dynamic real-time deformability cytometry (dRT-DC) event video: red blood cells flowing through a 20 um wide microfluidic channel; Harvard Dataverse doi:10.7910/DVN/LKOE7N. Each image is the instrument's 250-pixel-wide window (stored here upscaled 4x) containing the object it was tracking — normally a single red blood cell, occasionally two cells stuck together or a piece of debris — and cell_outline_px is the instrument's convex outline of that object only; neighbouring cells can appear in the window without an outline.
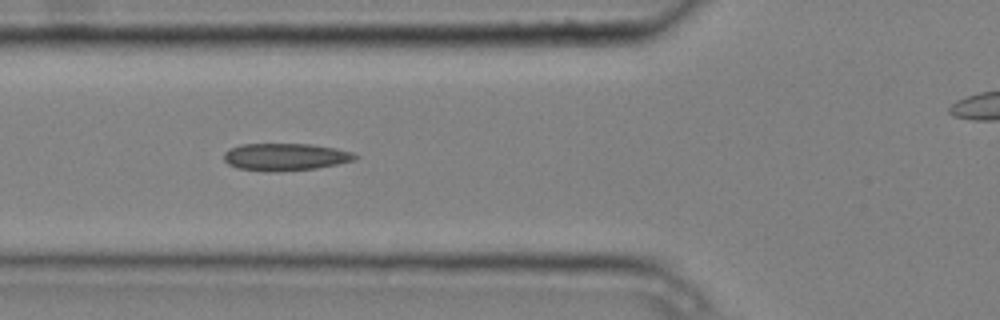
{"species": "common noctule bat (a hibernating species)", "species_latin": "Nyctalus noctula", "temperature_condition": "cold", "stored_images_in_passage": 6, "camera_frame_rate_fps": 3000, "um_per_image_px": 0.085, "animal": {"sex": "male", "body_mass_g": 20.4}, "frame": {"image": 1, "passage_image": 2, "time_ms": 0.333, "image_size_px": [1000, 320], "cell_outline_px": [[360, 156], [356, 160], [316, 168], [276, 172], [272, 172], [236, 168], [228, 164], [224, 160], [224, 152], [228, 148], [240, 144], [312, 144], [336, 148], [352, 152]], "centroid_in_image_um": [24.24, 13.33], "position_along_channel_um": 101.6, "area_um2": 21.1}}
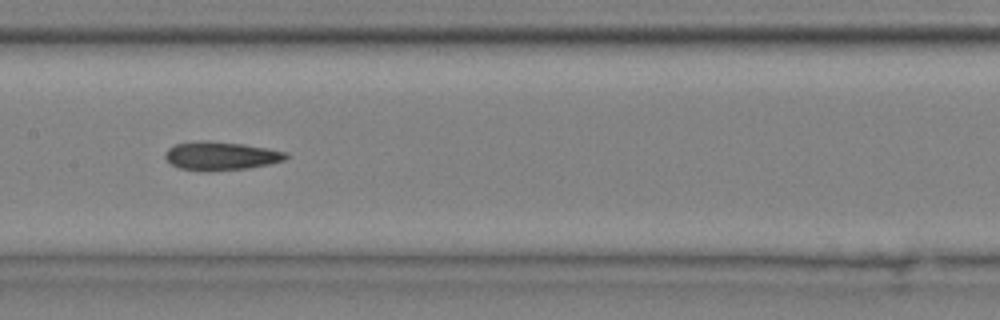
{"frame": {"image": 2, "passage_image": 4, "time_ms": 1.0, "image_size_px": [1000, 320], "cell_outline_px": [[292, 156], [284, 160], [268, 164], [248, 168], [212, 172], [180, 168], [172, 164], [164, 156], [164, 152], [168, 148], [176, 144], [196, 140], [208, 140], [244, 144], [268, 148], [288, 152]], "centroid_in_image_um": [18.8, 13.24], "position_along_channel_um": 188.6, "area_um2": 20.4}}
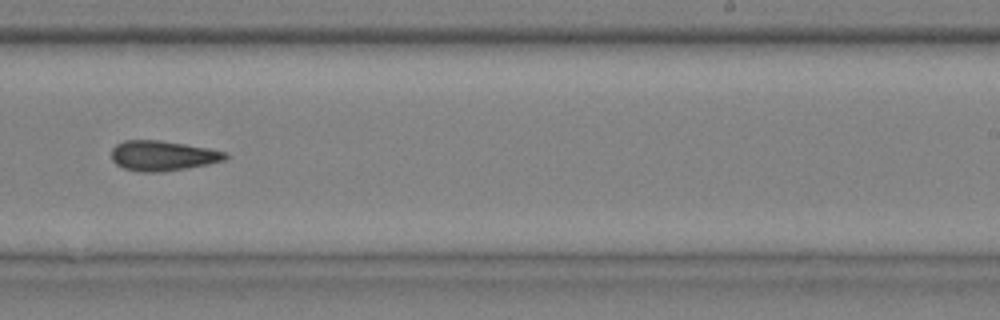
{"frame": {"image": 3, "passage_image": 6, "time_ms": 1.667, "image_size_px": [1000, 320], "cell_outline_px": [[228, 156], [224, 160], [208, 164], [160, 172], [140, 172], [124, 168], [116, 164], [112, 160], [112, 148], [116, 144], [124, 140], [160, 140], [208, 148], [228, 152]], "centroid_in_image_um": [13.81, 13.23], "position_along_channel_um": 275.2, "area_um2": 19.88}}